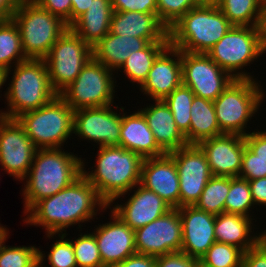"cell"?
Returning a JSON list of instances; mask_svg holds the SVG:
<instances>
[{
    "instance_id": "obj_11",
    "label": "cell",
    "mask_w": 266,
    "mask_h": 267,
    "mask_svg": "<svg viewBox=\"0 0 266 267\" xmlns=\"http://www.w3.org/2000/svg\"><path fill=\"white\" fill-rule=\"evenodd\" d=\"M92 57V47L68 27L44 58L54 91L68 87Z\"/></svg>"
},
{
    "instance_id": "obj_12",
    "label": "cell",
    "mask_w": 266,
    "mask_h": 267,
    "mask_svg": "<svg viewBox=\"0 0 266 267\" xmlns=\"http://www.w3.org/2000/svg\"><path fill=\"white\" fill-rule=\"evenodd\" d=\"M182 84L195 96L214 101L234 80L205 53L181 51Z\"/></svg>"
},
{
    "instance_id": "obj_28",
    "label": "cell",
    "mask_w": 266,
    "mask_h": 267,
    "mask_svg": "<svg viewBox=\"0 0 266 267\" xmlns=\"http://www.w3.org/2000/svg\"><path fill=\"white\" fill-rule=\"evenodd\" d=\"M253 220L255 219L238 214L216 215L214 227L216 241L236 246L246 252L256 245V234L251 233L252 227L255 228Z\"/></svg>"
},
{
    "instance_id": "obj_52",
    "label": "cell",
    "mask_w": 266,
    "mask_h": 267,
    "mask_svg": "<svg viewBox=\"0 0 266 267\" xmlns=\"http://www.w3.org/2000/svg\"><path fill=\"white\" fill-rule=\"evenodd\" d=\"M256 246L266 253V230L256 233Z\"/></svg>"
},
{
    "instance_id": "obj_4",
    "label": "cell",
    "mask_w": 266,
    "mask_h": 267,
    "mask_svg": "<svg viewBox=\"0 0 266 267\" xmlns=\"http://www.w3.org/2000/svg\"><path fill=\"white\" fill-rule=\"evenodd\" d=\"M3 73V84L12 73L4 97L7 99V111L4 117L16 119L21 114L36 110L53 100L58 94L49 81L47 66L44 59H32L20 62Z\"/></svg>"
},
{
    "instance_id": "obj_35",
    "label": "cell",
    "mask_w": 266,
    "mask_h": 267,
    "mask_svg": "<svg viewBox=\"0 0 266 267\" xmlns=\"http://www.w3.org/2000/svg\"><path fill=\"white\" fill-rule=\"evenodd\" d=\"M254 205L249 181L239 176L230 177V191L224 205L225 213L251 218L253 216H250L251 213L249 212L250 209H254L252 208Z\"/></svg>"
},
{
    "instance_id": "obj_22",
    "label": "cell",
    "mask_w": 266,
    "mask_h": 267,
    "mask_svg": "<svg viewBox=\"0 0 266 267\" xmlns=\"http://www.w3.org/2000/svg\"><path fill=\"white\" fill-rule=\"evenodd\" d=\"M140 184L155 192L172 208H179V174L169 154L143 160Z\"/></svg>"
},
{
    "instance_id": "obj_43",
    "label": "cell",
    "mask_w": 266,
    "mask_h": 267,
    "mask_svg": "<svg viewBox=\"0 0 266 267\" xmlns=\"http://www.w3.org/2000/svg\"><path fill=\"white\" fill-rule=\"evenodd\" d=\"M199 259L190 257L183 252H173L156 256V267H199Z\"/></svg>"
},
{
    "instance_id": "obj_41",
    "label": "cell",
    "mask_w": 266,
    "mask_h": 267,
    "mask_svg": "<svg viewBox=\"0 0 266 267\" xmlns=\"http://www.w3.org/2000/svg\"><path fill=\"white\" fill-rule=\"evenodd\" d=\"M239 177L248 181L266 177V162L258 159L247 146L244 149Z\"/></svg>"
},
{
    "instance_id": "obj_31",
    "label": "cell",
    "mask_w": 266,
    "mask_h": 267,
    "mask_svg": "<svg viewBox=\"0 0 266 267\" xmlns=\"http://www.w3.org/2000/svg\"><path fill=\"white\" fill-rule=\"evenodd\" d=\"M27 59L16 23L12 19L0 21V71L4 73Z\"/></svg>"
},
{
    "instance_id": "obj_57",
    "label": "cell",
    "mask_w": 266,
    "mask_h": 267,
    "mask_svg": "<svg viewBox=\"0 0 266 267\" xmlns=\"http://www.w3.org/2000/svg\"><path fill=\"white\" fill-rule=\"evenodd\" d=\"M262 8L266 7V0H260Z\"/></svg>"
},
{
    "instance_id": "obj_36",
    "label": "cell",
    "mask_w": 266,
    "mask_h": 267,
    "mask_svg": "<svg viewBox=\"0 0 266 267\" xmlns=\"http://www.w3.org/2000/svg\"><path fill=\"white\" fill-rule=\"evenodd\" d=\"M243 253L236 246L215 241L199 261L205 267H242Z\"/></svg>"
},
{
    "instance_id": "obj_8",
    "label": "cell",
    "mask_w": 266,
    "mask_h": 267,
    "mask_svg": "<svg viewBox=\"0 0 266 267\" xmlns=\"http://www.w3.org/2000/svg\"><path fill=\"white\" fill-rule=\"evenodd\" d=\"M16 119L37 149L61 148L73 133L74 110L59 95Z\"/></svg>"
},
{
    "instance_id": "obj_2",
    "label": "cell",
    "mask_w": 266,
    "mask_h": 267,
    "mask_svg": "<svg viewBox=\"0 0 266 267\" xmlns=\"http://www.w3.org/2000/svg\"><path fill=\"white\" fill-rule=\"evenodd\" d=\"M62 148L37 149L23 188L24 214L41 199L65 189L82 174V158Z\"/></svg>"
},
{
    "instance_id": "obj_26",
    "label": "cell",
    "mask_w": 266,
    "mask_h": 267,
    "mask_svg": "<svg viewBox=\"0 0 266 267\" xmlns=\"http://www.w3.org/2000/svg\"><path fill=\"white\" fill-rule=\"evenodd\" d=\"M150 42L133 36H120L109 32L92 47L93 58L110 70L117 71L134 51L144 49Z\"/></svg>"
},
{
    "instance_id": "obj_25",
    "label": "cell",
    "mask_w": 266,
    "mask_h": 267,
    "mask_svg": "<svg viewBox=\"0 0 266 267\" xmlns=\"http://www.w3.org/2000/svg\"><path fill=\"white\" fill-rule=\"evenodd\" d=\"M155 103L141 108L149 128L154 134L158 146L166 153L186 146V137L178 129L172 112L164 100H154Z\"/></svg>"
},
{
    "instance_id": "obj_23",
    "label": "cell",
    "mask_w": 266,
    "mask_h": 267,
    "mask_svg": "<svg viewBox=\"0 0 266 267\" xmlns=\"http://www.w3.org/2000/svg\"><path fill=\"white\" fill-rule=\"evenodd\" d=\"M110 32L120 36L143 38L149 42H169L168 29L155 13L114 11Z\"/></svg>"
},
{
    "instance_id": "obj_45",
    "label": "cell",
    "mask_w": 266,
    "mask_h": 267,
    "mask_svg": "<svg viewBox=\"0 0 266 267\" xmlns=\"http://www.w3.org/2000/svg\"><path fill=\"white\" fill-rule=\"evenodd\" d=\"M246 146L257 156L258 159L266 162V131L248 132L244 136Z\"/></svg>"
},
{
    "instance_id": "obj_47",
    "label": "cell",
    "mask_w": 266,
    "mask_h": 267,
    "mask_svg": "<svg viewBox=\"0 0 266 267\" xmlns=\"http://www.w3.org/2000/svg\"><path fill=\"white\" fill-rule=\"evenodd\" d=\"M242 267H266V253L255 245L243 253Z\"/></svg>"
},
{
    "instance_id": "obj_14",
    "label": "cell",
    "mask_w": 266,
    "mask_h": 267,
    "mask_svg": "<svg viewBox=\"0 0 266 267\" xmlns=\"http://www.w3.org/2000/svg\"><path fill=\"white\" fill-rule=\"evenodd\" d=\"M36 150L17 119L5 117L0 122V165L6 174L23 181Z\"/></svg>"
},
{
    "instance_id": "obj_51",
    "label": "cell",
    "mask_w": 266,
    "mask_h": 267,
    "mask_svg": "<svg viewBox=\"0 0 266 267\" xmlns=\"http://www.w3.org/2000/svg\"><path fill=\"white\" fill-rule=\"evenodd\" d=\"M258 30H259V36L261 39V44L266 52V7L262 8L261 14H260V21L258 24Z\"/></svg>"
},
{
    "instance_id": "obj_58",
    "label": "cell",
    "mask_w": 266,
    "mask_h": 267,
    "mask_svg": "<svg viewBox=\"0 0 266 267\" xmlns=\"http://www.w3.org/2000/svg\"><path fill=\"white\" fill-rule=\"evenodd\" d=\"M4 114H3V111H0V122L4 119Z\"/></svg>"
},
{
    "instance_id": "obj_38",
    "label": "cell",
    "mask_w": 266,
    "mask_h": 267,
    "mask_svg": "<svg viewBox=\"0 0 266 267\" xmlns=\"http://www.w3.org/2000/svg\"><path fill=\"white\" fill-rule=\"evenodd\" d=\"M77 267H103L98 244L93 233H88L75 240L71 239Z\"/></svg>"
},
{
    "instance_id": "obj_37",
    "label": "cell",
    "mask_w": 266,
    "mask_h": 267,
    "mask_svg": "<svg viewBox=\"0 0 266 267\" xmlns=\"http://www.w3.org/2000/svg\"><path fill=\"white\" fill-rule=\"evenodd\" d=\"M0 247V267H36L39 262V248L35 246Z\"/></svg>"
},
{
    "instance_id": "obj_39",
    "label": "cell",
    "mask_w": 266,
    "mask_h": 267,
    "mask_svg": "<svg viewBox=\"0 0 266 267\" xmlns=\"http://www.w3.org/2000/svg\"><path fill=\"white\" fill-rule=\"evenodd\" d=\"M202 3L201 0H157V17L169 29L190 9Z\"/></svg>"
},
{
    "instance_id": "obj_48",
    "label": "cell",
    "mask_w": 266,
    "mask_h": 267,
    "mask_svg": "<svg viewBox=\"0 0 266 267\" xmlns=\"http://www.w3.org/2000/svg\"><path fill=\"white\" fill-rule=\"evenodd\" d=\"M252 199L255 205H266V177L249 180Z\"/></svg>"
},
{
    "instance_id": "obj_18",
    "label": "cell",
    "mask_w": 266,
    "mask_h": 267,
    "mask_svg": "<svg viewBox=\"0 0 266 267\" xmlns=\"http://www.w3.org/2000/svg\"><path fill=\"white\" fill-rule=\"evenodd\" d=\"M108 223L96 226L92 232L96 238L103 267L116 265L137 253L135 233L114 212Z\"/></svg>"
},
{
    "instance_id": "obj_30",
    "label": "cell",
    "mask_w": 266,
    "mask_h": 267,
    "mask_svg": "<svg viewBox=\"0 0 266 267\" xmlns=\"http://www.w3.org/2000/svg\"><path fill=\"white\" fill-rule=\"evenodd\" d=\"M168 45L169 42H150L144 49L133 51L118 70L123 69L130 82L141 86L155 59Z\"/></svg>"
},
{
    "instance_id": "obj_20",
    "label": "cell",
    "mask_w": 266,
    "mask_h": 267,
    "mask_svg": "<svg viewBox=\"0 0 266 267\" xmlns=\"http://www.w3.org/2000/svg\"><path fill=\"white\" fill-rule=\"evenodd\" d=\"M178 210L182 222L181 252L200 260L216 241V215L199 210L195 206H182Z\"/></svg>"
},
{
    "instance_id": "obj_44",
    "label": "cell",
    "mask_w": 266,
    "mask_h": 267,
    "mask_svg": "<svg viewBox=\"0 0 266 267\" xmlns=\"http://www.w3.org/2000/svg\"><path fill=\"white\" fill-rule=\"evenodd\" d=\"M42 8L60 17L68 27L71 26V0H34Z\"/></svg>"
},
{
    "instance_id": "obj_9",
    "label": "cell",
    "mask_w": 266,
    "mask_h": 267,
    "mask_svg": "<svg viewBox=\"0 0 266 267\" xmlns=\"http://www.w3.org/2000/svg\"><path fill=\"white\" fill-rule=\"evenodd\" d=\"M263 53L258 26L233 25L206 54L234 79H254L243 68Z\"/></svg>"
},
{
    "instance_id": "obj_46",
    "label": "cell",
    "mask_w": 266,
    "mask_h": 267,
    "mask_svg": "<svg viewBox=\"0 0 266 267\" xmlns=\"http://www.w3.org/2000/svg\"><path fill=\"white\" fill-rule=\"evenodd\" d=\"M111 267H156V256L135 253Z\"/></svg>"
},
{
    "instance_id": "obj_3",
    "label": "cell",
    "mask_w": 266,
    "mask_h": 267,
    "mask_svg": "<svg viewBox=\"0 0 266 267\" xmlns=\"http://www.w3.org/2000/svg\"><path fill=\"white\" fill-rule=\"evenodd\" d=\"M95 169L86 171L82 160V175L96 188L100 197L112 206L115 200L132 192L140 183L143 158L120 146L99 147Z\"/></svg>"
},
{
    "instance_id": "obj_17",
    "label": "cell",
    "mask_w": 266,
    "mask_h": 267,
    "mask_svg": "<svg viewBox=\"0 0 266 267\" xmlns=\"http://www.w3.org/2000/svg\"><path fill=\"white\" fill-rule=\"evenodd\" d=\"M198 145L206 155L212 176H239L246 147L244 136L224 133Z\"/></svg>"
},
{
    "instance_id": "obj_34",
    "label": "cell",
    "mask_w": 266,
    "mask_h": 267,
    "mask_svg": "<svg viewBox=\"0 0 266 267\" xmlns=\"http://www.w3.org/2000/svg\"><path fill=\"white\" fill-rule=\"evenodd\" d=\"M230 191V177L212 176L195 207L213 215L225 213L224 205Z\"/></svg>"
},
{
    "instance_id": "obj_1",
    "label": "cell",
    "mask_w": 266,
    "mask_h": 267,
    "mask_svg": "<svg viewBox=\"0 0 266 267\" xmlns=\"http://www.w3.org/2000/svg\"><path fill=\"white\" fill-rule=\"evenodd\" d=\"M107 208L108 204L96 188L81 174L65 189L36 202L26 212L27 218L23 222L42 226L50 239L75 224L81 228L80 223L90 222L100 209L103 211Z\"/></svg>"
},
{
    "instance_id": "obj_7",
    "label": "cell",
    "mask_w": 266,
    "mask_h": 267,
    "mask_svg": "<svg viewBox=\"0 0 266 267\" xmlns=\"http://www.w3.org/2000/svg\"><path fill=\"white\" fill-rule=\"evenodd\" d=\"M255 79H234L213 101L220 130L246 136L248 121L259 110L265 97Z\"/></svg>"
},
{
    "instance_id": "obj_19",
    "label": "cell",
    "mask_w": 266,
    "mask_h": 267,
    "mask_svg": "<svg viewBox=\"0 0 266 267\" xmlns=\"http://www.w3.org/2000/svg\"><path fill=\"white\" fill-rule=\"evenodd\" d=\"M180 85H182L181 51L169 44L157 56L139 89L154 101L164 100Z\"/></svg>"
},
{
    "instance_id": "obj_24",
    "label": "cell",
    "mask_w": 266,
    "mask_h": 267,
    "mask_svg": "<svg viewBox=\"0 0 266 267\" xmlns=\"http://www.w3.org/2000/svg\"><path fill=\"white\" fill-rule=\"evenodd\" d=\"M120 134V147L140 155L143 159L163 156L166 153L158 146L144 115L139 111L127 115L124 108Z\"/></svg>"
},
{
    "instance_id": "obj_5",
    "label": "cell",
    "mask_w": 266,
    "mask_h": 267,
    "mask_svg": "<svg viewBox=\"0 0 266 267\" xmlns=\"http://www.w3.org/2000/svg\"><path fill=\"white\" fill-rule=\"evenodd\" d=\"M232 26L215 3L203 2L168 29L169 44L180 51L206 54Z\"/></svg>"
},
{
    "instance_id": "obj_15",
    "label": "cell",
    "mask_w": 266,
    "mask_h": 267,
    "mask_svg": "<svg viewBox=\"0 0 266 267\" xmlns=\"http://www.w3.org/2000/svg\"><path fill=\"white\" fill-rule=\"evenodd\" d=\"M134 233L139 254L160 256L181 252L182 222L178 208H172Z\"/></svg>"
},
{
    "instance_id": "obj_53",
    "label": "cell",
    "mask_w": 266,
    "mask_h": 267,
    "mask_svg": "<svg viewBox=\"0 0 266 267\" xmlns=\"http://www.w3.org/2000/svg\"><path fill=\"white\" fill-rule=\"evenodd\" d=\"M8 231H9V229L7 230V228L4 226L0 229V247L2 246V244L4 242H6L7 238H9L8 237V235H9Z\"/></svg>"
},
{
    "instance_id": "obj_21",
    "label": "cell",
    "mask_w": 266,
    "mask_h": 267,
    "mask_svg": "<svg viewBox=\"0 0 266 267\" xmlns=\"http://www.w3.org/2000/svg\"><path fill=\"white\" fill-rule=\"evenodd\" d=\"M134 194L124 204L110 206L125 224L134 231L166 214L172 207L159 195L137 184Z\"/></svg>"
},
{
    "instance_id": "obj_56",
    "label": "cell",
    "mask_w": 266,
    "mask_h": 267,
    "mask_svg": "<svg viewBox=\"0 0 266 267\" xmlns=\"http://www.w3.org/2000/svg\"><path fill=\"white\" fill-rule=\"evenodd\" d=\"M204 3H215L217 0H201Z\"/></svg>"
},
{
    "instance_id": "obj_32",
    "label": "cell",
    "mask_w": 266,
    "mask_h": 267,
    "mask_svg": "<svg viewBox=\"0 0 266 267\" xmlns=\"http://www.w3.org/2000/svg\"><path fill=\"white\" fill-rule=\"evenodd\" d=\"M215 4L235 26H258L262 6L260 0H217Z\"/></svg>"
},
{
    "instance_id": "obj_42",
    "label": "cell",
    "mask_w": 266,
    "mask_h": 267,
    "mask_svg": "<svg viewBox=\"0 0 266 267\" xmlns=\"http://www.w3.org/2000/svg\"><path fill=\"white\" fill-rule=\"evenodd\" d=\"M113 11H138L157 15V0H111Z\"/></svg>"
},
{
    "instance_id": "obj_27",
    "label": "cell",
    "mask_w": 266,
    "mask_h": 267,
    "mask_svg": "<svg viewBox=\"0 0 266 267\" xmlns=\"http://www.w3.org/2000/svg\"><path fill=\"white\" fill-rule=\"evenodd\" d=\"M113 12L111 0H92L88 10L70 28L93 47L110 32Z\"/></svg>"
},
{
    "instance_id": "obj_6",
    "label": "cell",
    "mask_w": 266,
    "mask_h": 267,
    "mask_svg": "<svg viewBox=\"0 0 266 267\" xmlns=\"http://www.w3.org/2000/svg\"><path fill=\"white\" fill-rule=\"evenodd\" d=\"M12 20L16 23L27 58L44 59L57 39L68 29L58 16L34 0H20Z\"/></svg>"
},
{
    "instance_id": "obj_33",
    "label": "cell",
    "mask_w": 266,
    "mask_h": 267,
    "mask_svg": "<svg viewBox=\"0 0 266 267\" xmlns=\"http://www.w3.org/2000/svg\"><path fill=\"white\" fill-rule=\"evenodd\" d=\"M194 96L192 90L182 84L164 99L172 112L178 129L186 137L187 144H190V113Z\"/></svg>"
},
{
    "instance_id": "obj_55",
    "label": "cell",
    "mask_w": 266,
    "mask_h": 267,
    "mask_svg": "<svg viewBox=\"0 0 266 267\" xmlns=\"http://www.w3.org/2000/svg\"><path fill=\"white\" fill-rule=\"evenodd\" d=\"M2 86H4V84H3V73L0 71V89L3 88Z\"/></svg>"
},
{
    "instance_id": "obj_16",
    "label": "cell",
    "mask_w": 266,
    "mask_h": 267,
    "mask_svg": "<svg viewBox=\"0 0 266 267\" xmlns=\"http://www.w3.org/2000/svg\"><path fill=\"white\" fill-rule=\"evenodd\" d=\"M113 106L112 104L75 110L73 134L98 143L99 147L120 146L123 113L118 114L113 110Z\"/></svg>"
},
{
    "instance_id": "obj_49",
    "label": "cell",
    "mask_w": 266,
    "mask_h": 267,
    "mask_svg": "<svg viewBox=\"0 0 266 267\" xmlns=\"http://www.w3.org/2000/svg\"><path fill=\"white\" fill-rule=\"evenodd\" d=\"M20 0H0V21L10 20Z\"/></svg>"
},
{
    "instance_id": "obj_10",
    "label": "cell",
    "mask_w": 266,
    "mask_h": 267,
    "mask_svg": "<svg viewBox=\"0 0 266 267\" xmlns=\"http://www.w3.org/2000/svg\"><path fill=\"white\" fill-rule=\"evenodd\" d=\"M114 71L93 57L76 79L59 96L75 111L81 108L104 107L114 103ZM115 81V82H114Z\"/></svg>"
},
{
    "instance_id": "obj_54",
    "label": "cell",
    "mask_w": 266,
    "mask_h": 267,
    "mask_svg": "<svg viewBox=\"0 0 266 267\" xmlns=\"http://www.w3.org/2000/svg\"><path fill=\"white\" fill-rule=\"evenodd\" d=\"M42 252L44 251L39 250V262L37 263L36 267H43V264H44L43 261L46 260L45 259L46 255Z\"/></svg>"
},
{
    "instance_id": "obj_29",
    "label": "cell",
    "mask_w": 266,
    "mask_h": 267,
    "mask_svg": "<svg viewBox=\"0 0 266 267\" xmlns=\"http://www.w3.org/2000/svg\"><path fill=\"white\" fill-rule=\"evenodd\" d=\"M190 114V144L224 134L218 125L213 101L194 96Z\"/></svg>"
},
{
    "instance_id": "obj_50",
    "label": "cell",
    "mask_w": 266,
    "mask_h": 267,
    "mask_svg": "<svg viewBox=\"0 0 266 267\" xmlns=\"http://www.w3.org/2000/svg\"><path fill=\"white\" fill-rule=\"evenodd\" d=\"M71 25L83 15L88 7L91 5L92 0H71Z\"/></svg>"
},
{
    "instance_id": "obj_13",
    "label": "cell",
    "mask_w": 266,
    "mask_h": 267,
    "mask_svg": "<svg viewBox=\"0 0 266 267\" xmlns=\"http://www.w3.org/2000/svg\"><path fill=\"white\" fill-rule=\"evenodd\" d=\"M168 154L179 174V207L194 206L212 177L206 155L198 144H187Z\"/></svg>"
},
{
    "instance_id": "obj_40",
    "label": "cell",
    "mask_w": 266,
    "mask_h": 267,
    "mask_svg": "<svg viewBox=\"0 0 266 267\" xmlns=\"http://www.w3.org/2000/svg\"><path fill=\"white\" fill-rule=\"evenodd\" d=\"M67 235L66 232L59 233L60 239L58 241L56 239L52 244L51 251L47 254L50 267H77L73 245L70 239H66Z\"/></svg>"
}]
</instances>
